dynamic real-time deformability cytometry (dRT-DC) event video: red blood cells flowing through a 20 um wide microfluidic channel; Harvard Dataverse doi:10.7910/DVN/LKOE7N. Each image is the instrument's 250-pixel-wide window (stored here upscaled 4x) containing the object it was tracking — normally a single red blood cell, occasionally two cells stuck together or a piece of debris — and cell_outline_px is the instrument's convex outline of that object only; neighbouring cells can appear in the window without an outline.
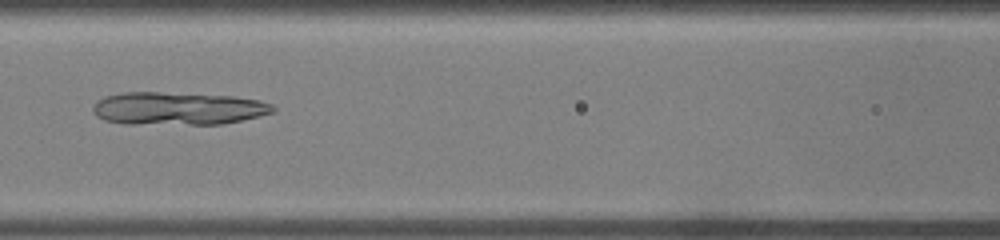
{"species": "common noctule bat (a hibernating species)", "species_latin": "Nyctalus noctula", "temperature_condition": "warm", "stored_images_in_passage": 26, "camera_frame_rate_fps": 3000, "um_per_image_px": 0.085, "animal": {"sex": "male", "body_mass_g": 19.0, "forearm_length_mm": 50.8}, "frame": {"image": 1, "passage_image": 8, "time_ms": 2.333, "image_size_px": [1000, 240], "cell_outline_px": [[276, 108], [272, 112], [260, 116], [220, 124], [128, 124], [104, 120], [96, 116], [92, 112], [92, 108], [96, 100], [104, 96], [124, 92], [160, 92], [232, 96], [260, 100], [272, 104]], "centroid_in_image_um": [15.08, 9.22], "position_along_channel_um": 151.5, "area_um2": 34.62}}
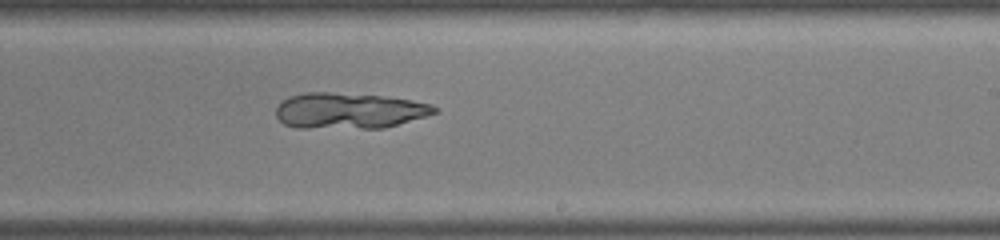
{"frame": {"image": 2, "passage_image": 14, "time_ms": 4.333, "image_size_px": [1000, 240], "cell_outline_px": [[440, 112], [384, 128], [296, 128], [284, 124], [276, 116], [276, 108], [288, 96], [304, 92], [328, 92], [380, 96], [412, 100], [432, 104], [440, 108]], "centroid_in_image_um": [29.69, 9.41], "position_along_channel_um": 259.3, "area_um2": 33.29}}
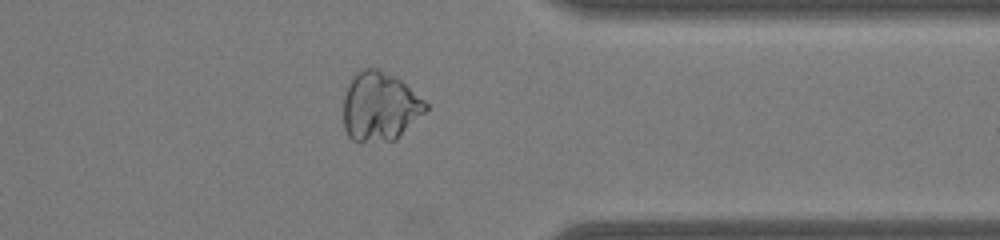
{"frame": {"image": 3, "passage_image": 21, "time_ms": 6.667, "image_size_px": [1000, 240], "cell_outline_px": [[428, 108], [396, 140], [352, 140], [348, 136], [344, 128], [344, 96], [348, 84], [352, 76], [360, 68], [380, 68], [396, 76], [424, 100], [428, 104]], "centroid_in_image_um": [32.27, 9.01], "position_along_channel_um": 379.1, "area_um2": 33.0}}